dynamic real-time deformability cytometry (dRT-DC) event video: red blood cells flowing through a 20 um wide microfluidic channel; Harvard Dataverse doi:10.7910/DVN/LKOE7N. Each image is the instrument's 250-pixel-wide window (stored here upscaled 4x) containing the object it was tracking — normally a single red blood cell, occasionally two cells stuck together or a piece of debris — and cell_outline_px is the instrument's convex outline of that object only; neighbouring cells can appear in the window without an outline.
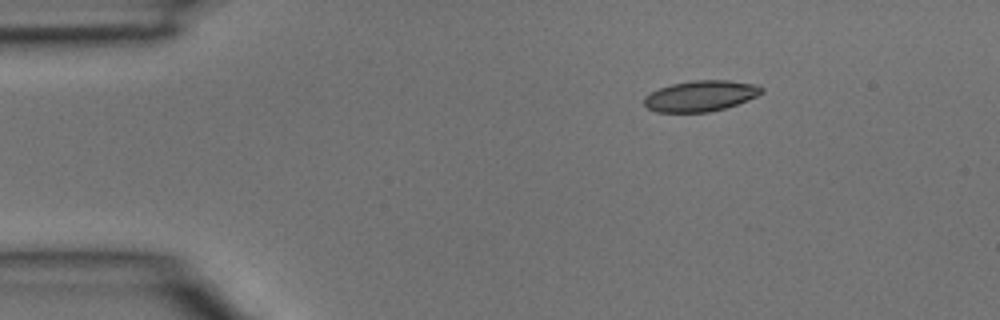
{"species": "common noctule bat (a hibernating species)", "species_latin": "Nyctalus noctula", "temperature_condition": "room temperature", "stored_images_in_passage": 3, "camera_frame_rate_fps": 3000, "um_per_image_px": 0.085, "animal": {"sex": "male", "body_mass_g": 15.6}, "frame": {"image": 1, "passage_image": 1, "time_ms": 0.0, "image_size_px": [1000, 320], "cell_outline_px": [[764, 92], [748, 100], [724, 108], [708, 112], [656, 112], [648, 108], [644, 104], [644, 96], [660, 88], [672, 84], [692, 80], [728, 80], [760, 84], [764, 88]], "centroid_in_image_um": [59.59, 8.14], "position_along_channel_um": 25.4, "area_um2": 21.15}}
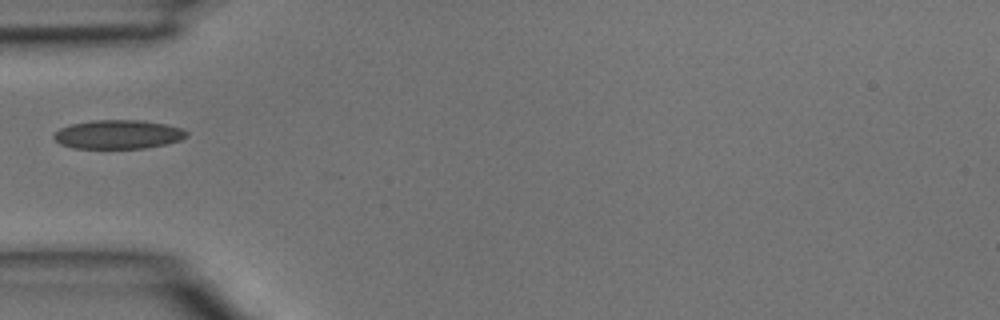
{"frame": {"image": 2, "passage_image": 3, "time_ms": 0.667, "image_size_px": [1000, 320], "cell_outline_px": [[188, 136], [180, 140], [164, 144], [144, 148], [72, 148], [60, 144], [52, 136], [60, 128], [72, 124], [92, 120], [140, 120], [168, 124], [184, 128], [188, 132]], "centroid_in_image_um": [10.07, 11.42], "position_along_channel_um": 74.9, "area_um2": 22.43}}